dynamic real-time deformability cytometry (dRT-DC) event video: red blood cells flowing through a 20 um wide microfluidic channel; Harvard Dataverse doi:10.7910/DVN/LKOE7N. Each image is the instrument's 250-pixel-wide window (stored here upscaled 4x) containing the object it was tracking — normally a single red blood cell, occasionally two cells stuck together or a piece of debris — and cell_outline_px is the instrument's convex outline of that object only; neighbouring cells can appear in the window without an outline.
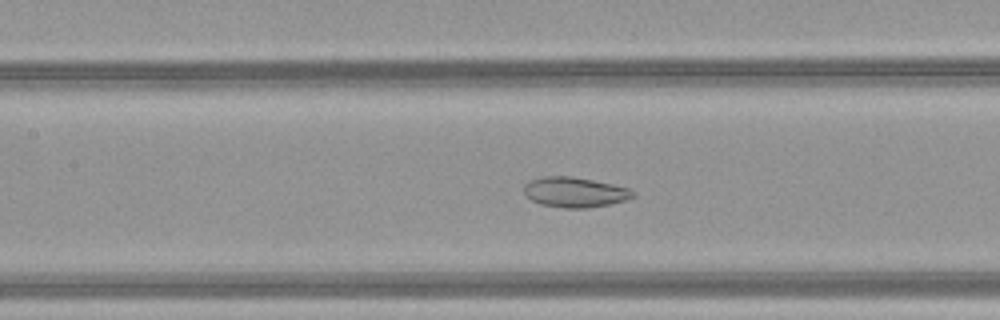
{"species": "common noctule bat (a hibernating species)", "species_latin": "Nyctalus noctula", "temperature_condition": "warm", "stored_images_in_passage": 51, "camera_frame_rate_fps": 3000, "um_per_image_px": 0.085, "animal": {"sex": "female", "body_mass_g": 21.9}, "frame": {"image": 1, "passage_image": 25, "time_ms": 8.0, "image_size_px": [1000, 320], "cell_outline_px": [[636, 192], [628, 200], [612, 204], [588, 208], [564, 208], [540, 204], [532, 200], [524, 192], [524, 184], [528, 180], [544, 176], [572, 176], [612, 184], [628, 188]], "centroid_in_image_um": [48.86, 16.34], "position_along_channel_um": 158.5, "area_um2": 19.25}}
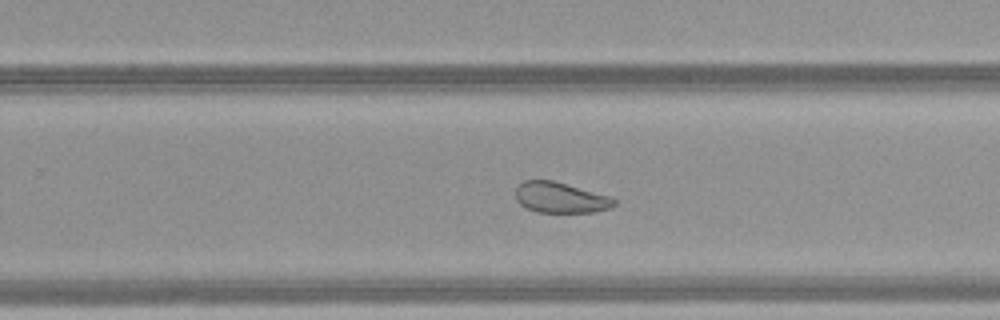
{"frame": {"image": 2, "passage_image": 34, "time_ms": 11.0, "image_size_px": [1000, 320], "cell_outline_px": [[616, 204], [608, 208], [596, 212], [536, 212], [520, 204], [516, 200], [516, 188], [524, 180], [552, 180], [608, 196], [616, 200]], "centroid_in_image_um": [47.61, 16.8], "position_along_channel_um": 282.2, "area_um2": 17.34}}
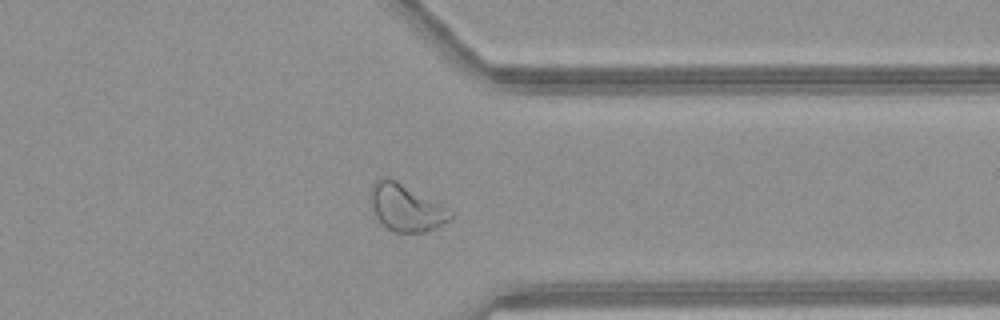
{"frame": {"image": 3, "passage_image": 41, "time_ms": 13.333, "image_size_px": [1000, 320], "cell_outline_px": [[452, 216], [448, 220], [436, 228], [424, 232], [392, 232], [376, 216], [372, 208], [368, 196], [368, 192], [372, 184], [380, 176], [388, 176], [396, 180], [440, 204], [452, 212]], "centroid_in_image_um": [34.44, 17.62], "position_along_channel_um": 377.0, "area_um2": 21.79}, "authors_computed_cell_mechanics": {"area_um2": 25.721, "velocity_mm_per_s": 4.1393, "shape_relaxation_time_tau1_ms": 11.2513, "shape_relaxation_time_tau2_ms": 1.8995, "deformation_change_tau1": 0.1658, "deformation_change_tau2": 0.0741}}